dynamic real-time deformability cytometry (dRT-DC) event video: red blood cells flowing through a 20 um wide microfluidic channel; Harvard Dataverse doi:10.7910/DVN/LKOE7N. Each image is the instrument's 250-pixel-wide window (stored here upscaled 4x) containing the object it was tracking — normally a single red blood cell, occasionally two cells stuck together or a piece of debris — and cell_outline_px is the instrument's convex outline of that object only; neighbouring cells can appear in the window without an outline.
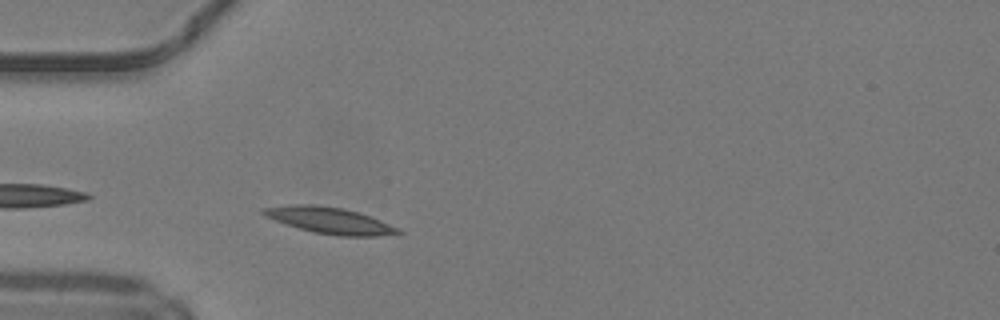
{"species": "common noctule bat (a hibernating species)", "species_latin": "Nyctalus noctula", "temperature_condition": "warm", "stored_images_in_passage": 35, "camera_frame_rate_fps": 3000, "um_per_image_px": 0.085, "animal": {"sex": "male", "body_mass_g": 19.2, "forearm_length_mm": 51.8}, "frame": {"image": 1, "passage_image": 2, "time_ms": 0.333, "image_size_px": [1000, 320], "cell_outline_px": [[404, 232], [380, 236], [336, 236], [312, 232], [276, 220], [260, 212], [260, 208], [292, 204], [316, 204], [340, 208], [356, 212], [380, 220]], "centroid_in_image_um": [27.99, 18.74], "position_along_channel_um": 57.0, "area_um2": 20.29}}
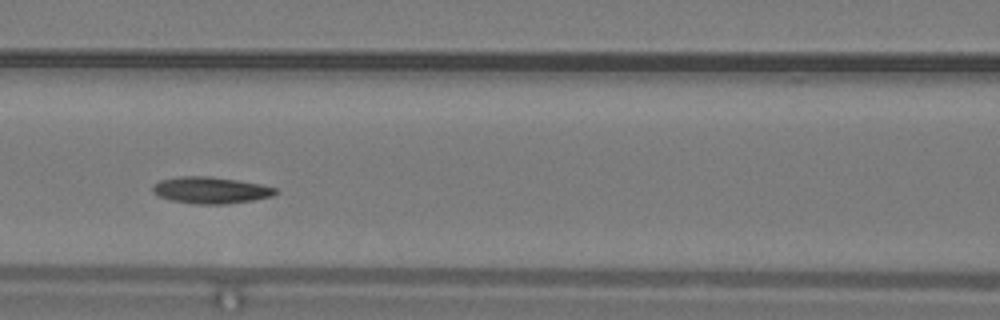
{"frame": {"image": 2, "passage_image": 9, "time_ms": 2.667, "image_size_px": [1000, 320], "cell_outline_px": [[280, 192], [272, 196], [252, 200], [224, 204], [192, 204], [172, 200], [160, 196], [152, 192], [152, 188], [160, 180], [176, 176], [208, 176], [236, 180], [260, 184], [276, 188]], "centroid_in_image_um": [17.91, 16.16], "position_along_channel_um": 148.7, "area_um2": 18.96}}
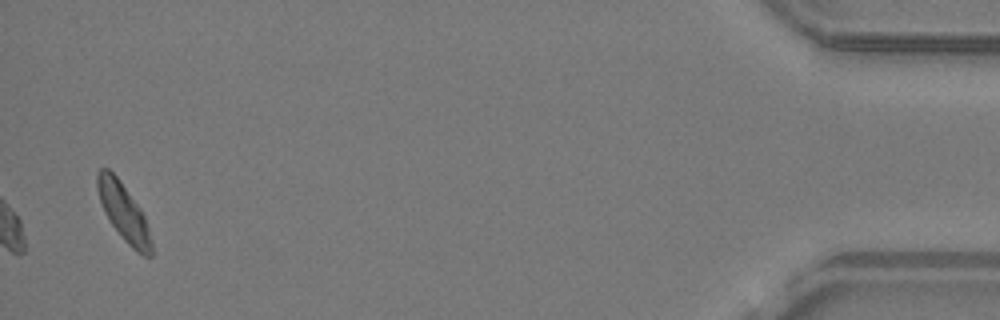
{"frame": {"image": 3, "passage_image": 35, "time_ms": 11.333, "image_size_px": [1000, 320], "cell_outline_px": [[152, 256], [144, 256], [136, 252], [124, 240], [112, 224], [104, 212], [96, 188], [96, 172], [100, 168], [108, 168], [120, 180], [140, 208], [144, 216], [148, 228], [152, 244]], "centroid_in_image_um": [10.49, 18.02], "position_along_channel_um": 424.7, "area_um2": 17.98}, "authors_computed_cell_mechanics": {"area_um2": 18.4382, "velocity_mm_per_s": 4.19, "shape_relaxation_time_tau1_ms": 4.5274, "shape_relaxation_time_tau2_ms": null, "deformation_change_tau1": 0.1361, "deformation_change_tau2": null}}